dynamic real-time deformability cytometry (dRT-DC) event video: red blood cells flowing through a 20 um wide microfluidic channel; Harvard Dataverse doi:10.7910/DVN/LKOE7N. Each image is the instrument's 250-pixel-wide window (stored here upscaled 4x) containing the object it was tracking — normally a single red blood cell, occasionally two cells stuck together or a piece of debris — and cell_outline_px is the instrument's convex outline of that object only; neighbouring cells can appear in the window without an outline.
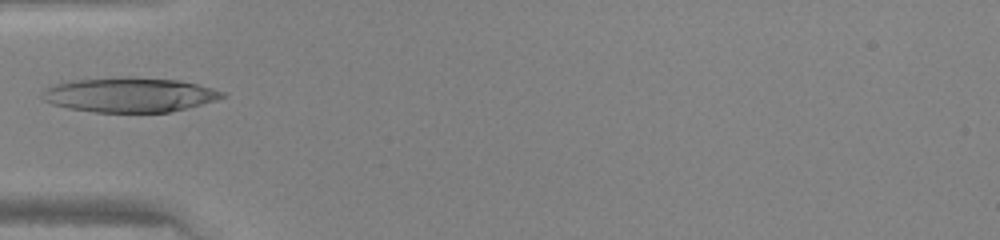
{"species": "human", "species_latin": "Homo sapiens", "temperature_condition": "warm", "stored_images_in_passage": 32, "camera_frame_rate_fps": 3000, "um_per_image_px": 0.085, "donor": {"sex": "female"}, "frame": {"image": 1, "passage_image": 1, "time_ms": 0.0, "image_size_px": [1000, 240], "cell_outline_px": [[228, 96], [216, 100], [188, 108], [168, 112], [96, 112], [68, 108], [52, 104], [44, 100], [40, 96], [48, 84], [72, 80], [128, 76], [180, 80], [212, 88], [224, 92]], "centroid_in_image_um": [10.98, 8.05], "position_along_channel_um": 74.0, "area_um2": 36.7}}
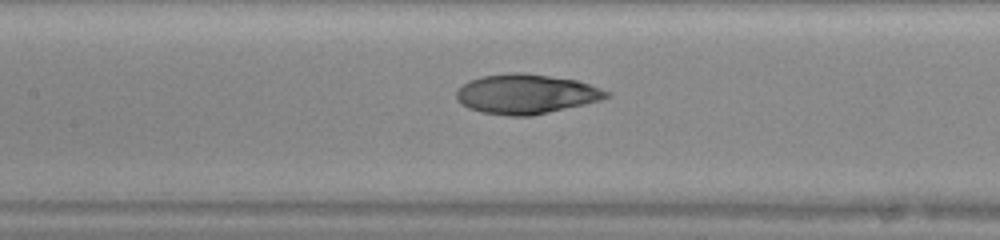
{"frame": {"image": 2, "passage_image": 7, "time_ms": 2.0, "image_size_px": [1000, 240], "cell_outline_px": [[612, 96], [600, 100], [584, 104], [532, 116], [512, 116], [480, 112], [468, 108], [460, 104], [456, 96], [456, 92], [468, 80], [480, 76], [508, 72], [520, 72], [576, 80], [612, 92]], "centroid_in_image_um": [44.7, 7.99], "position_along_channel_um": 162.7, "area_um2": 34.74}}
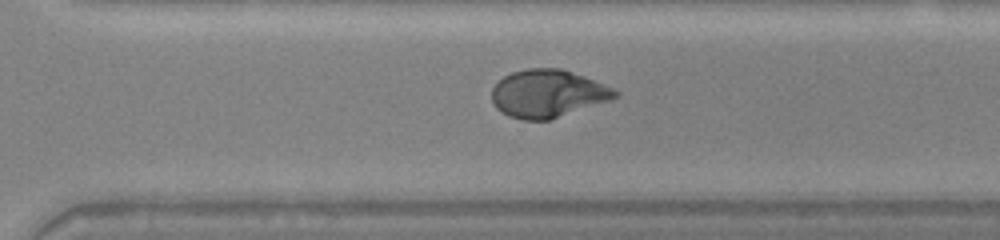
{"frame": {"image": 3, "passage_image": 18, "time_ms": 5.667, "image_size_px": [1000, 240], "cell_outline_px": [[620, 96], [612, 100], [548, 120], [520, 120], [508, 116], [496, 108], [492, 100], [492, 88], [504, 76], [512, 72], [528, 68], [560, 68], [584, 76], [604, 84], [620, 92]], "centroid_in_image_um": [46.57, 7.96], "position_along_channel_um": 324.0, "area_um2": 34.33}}